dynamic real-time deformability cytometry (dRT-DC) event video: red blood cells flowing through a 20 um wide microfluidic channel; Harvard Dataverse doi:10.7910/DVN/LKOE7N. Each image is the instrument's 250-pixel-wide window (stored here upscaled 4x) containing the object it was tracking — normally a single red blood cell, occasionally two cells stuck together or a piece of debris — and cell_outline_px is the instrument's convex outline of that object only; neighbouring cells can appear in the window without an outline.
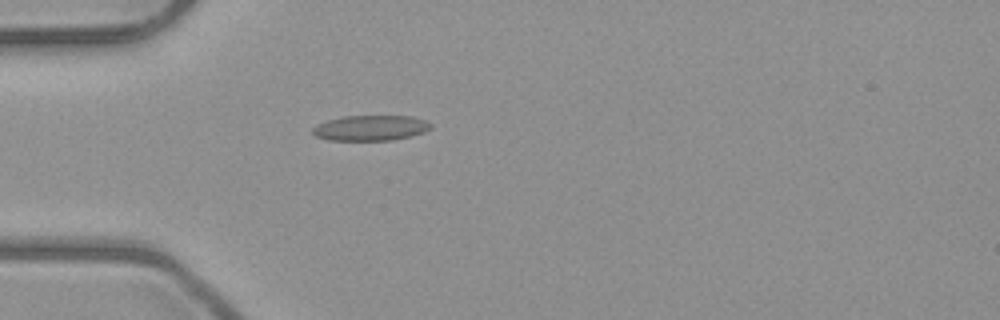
{"species": "common noctule bat (a hibernating species)", "species_latin": "Nyctalus noctula", "temperature_condition": "room temperature", "stored_images_in_passage": 4, "camera_frame_rate_fps": 3000, "um_per_image_px": 0.085, "animal": {"sex": "male", "body_mass_g": 23.1, "forearm_length_mm": 52.7}, "frame": {"image": 1, "passage_image": 4, "time_ms": 3.667, "image_size_px": [1000, 320], "cell_outline_px": [[432, 128], [424, 132], [392, 140], [328, 140], [316, 136], [312, 132], [312, 128], [328, 120], [344, 116], [412, 116], [424, 120], [432, 124]], "centroid_in_image_um": [31.52, 10.87], "position_along_channel_um": 53.5, "area_um2": 17.28}}